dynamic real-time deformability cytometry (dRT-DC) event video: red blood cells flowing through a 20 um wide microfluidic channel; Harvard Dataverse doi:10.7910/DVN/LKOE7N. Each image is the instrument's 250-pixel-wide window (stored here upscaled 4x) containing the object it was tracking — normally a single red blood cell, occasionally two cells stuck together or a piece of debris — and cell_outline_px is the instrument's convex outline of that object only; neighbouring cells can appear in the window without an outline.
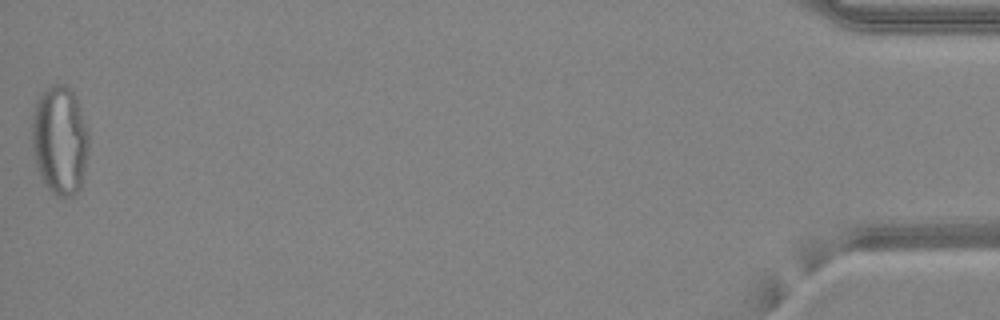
{"species": "common noctule bat (a hibernating species)", "species_latin": "Nyctalus noctula", "temperature_condition": "warm", "stored_images_in_passage": 48, "camera_frame_rate_fps": 3000, "um_per_image_px": 0.085, "animal": {"sex": "female", "body_mass_g": 24.6, "forearm_length_mm": 56.2}, "frame": {"image": 1, "passage_image": 48, "time_ms": 15.667, "image_size_px": [1000, 320], "cell_outline_px": [[88, 152], [80, 188], [72, 196], [56, 196], [44, 184], [36, 168], [32, 148], [32, 124], [36, 100], [52, 84], [64, 84], [76, 96], [88, 132]], "centroid_in_image_um": [5.07, 11.94], "position_along_channel_um": 430.1, "area_um2": 35.95}}